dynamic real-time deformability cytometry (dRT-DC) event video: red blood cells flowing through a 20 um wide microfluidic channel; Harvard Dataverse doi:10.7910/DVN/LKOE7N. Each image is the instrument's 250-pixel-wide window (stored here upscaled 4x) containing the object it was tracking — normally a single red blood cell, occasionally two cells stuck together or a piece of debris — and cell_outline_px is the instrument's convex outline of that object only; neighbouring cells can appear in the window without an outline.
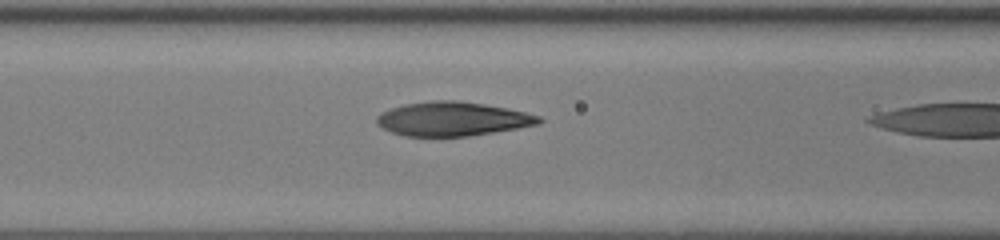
{"species": "human", "species_latin": "Homo sapiens", "temperature_condition": "room temperature", "stored_images_in_passage": 21, "camera_frame_rate_fps": 3000, "um_per_image_px": 0.085, "donor": {"sex": "female"}, "frame": {"image": 1, "passage_image": 20, "time_ms": 6.333, "image_size_px": [1000, 240], "cell_outline_px": [[544, 120], [540, 124], [468, 136], [404, 136], [392, 132], [376, 124], [376, 116], [380, 112], [404, 104], [432, 100], [456, 100], [484, 104], [508, 108], [540, 116]], "centroid_in_image_um": [38.45, 10.1], "position_along_channel_um": 128.2, "area_um2": 32.14}}